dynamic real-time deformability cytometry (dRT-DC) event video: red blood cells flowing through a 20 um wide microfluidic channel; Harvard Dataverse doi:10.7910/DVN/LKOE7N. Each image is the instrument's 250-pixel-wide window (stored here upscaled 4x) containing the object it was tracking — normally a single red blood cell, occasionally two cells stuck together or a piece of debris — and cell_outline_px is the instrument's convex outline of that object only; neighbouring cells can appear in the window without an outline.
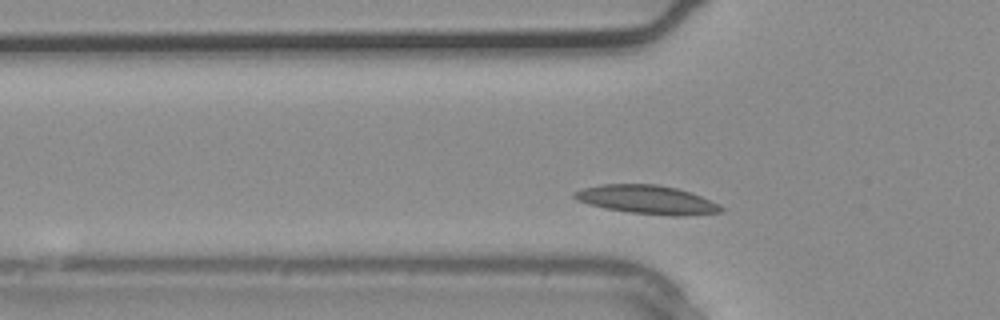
{"species": "common noctule bat (a hibernating species)", "species_latin": "Nyctalus noctula", "temperature_condition": "warm", "stored_images_in_passage": 3, "camera_frame_rate_fps": 3000, "um_per_image_px": 0.085, "animal": {"sex": "male", "body_mass_g": 20.4}, "frame": {"image": 1, "passage_image": 3, "time_ms": 0.667, "image_size_px": [1000, 320], "cell_outline_px": [[724, 208], [720, 212], [684, 216], [672, 216], [628, 212], [604, 208], [588, 204], [576, 200], [572, 196], [572, 192], [584, 188], [600, 184], [656, 184], [676, 188], [700, 196]], "centroid_in_image_um": [54.93, 16.97], "position_along_channel_um": 70.9, "area_um2": 24.33}}